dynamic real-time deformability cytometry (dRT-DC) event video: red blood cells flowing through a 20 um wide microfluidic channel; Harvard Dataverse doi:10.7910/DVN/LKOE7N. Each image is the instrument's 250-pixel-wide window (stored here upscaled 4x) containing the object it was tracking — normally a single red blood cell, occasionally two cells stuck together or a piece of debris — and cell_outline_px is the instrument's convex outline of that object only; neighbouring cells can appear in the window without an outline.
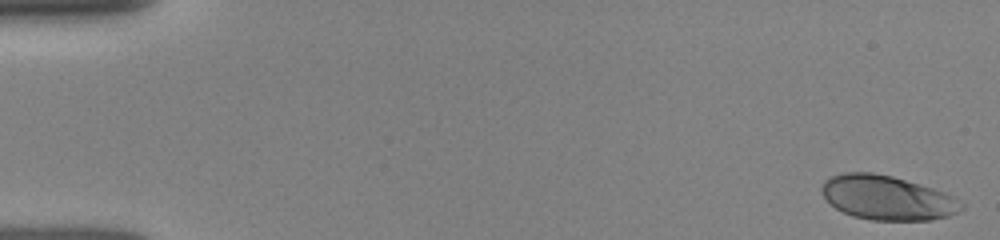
{"species": "human", "species_latin": "Homo sapiens", "temperature_condition": "room temperature", "stored_images_in_passage": 9, "camera_frame_rate_fps": 3000, "um_per_image_px": 0.085, "donor": {"sex": "female"}, "frame": {"image": 1, "passage_image": 1, "time_ms": 0.0, "image_size_px": [1000, 240], "cell_outline_px": [[964, 208], [960, 212], [948, 216], [932, 220], [872, 220], [852, 216], [836, 208], [820, 192], [820, 188], [824, 180], [832, 176], [844, 172], [872, 172], [892, 176], [932, 188], [944, 192], [952, 196], [964, 204]], "centroid_in_image_um": [75.41, 16.81], "position_along_channel_um": 9.6, "area_um2": 36.07}}
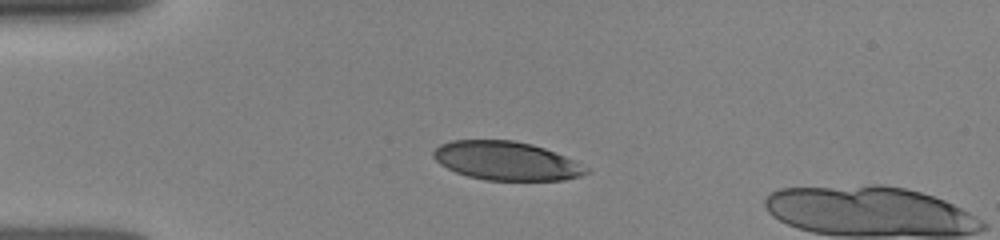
{"frame": {"image": 2, "passage_image": 8, "time_ms": 3.667, "image_size_px": [1000, 240], "cell_outline_px": [[592, 172], [580, 176], [564, 180], [484, 180], [468, 176], [456, 172], [440, 164], [432, 156], [432, 152], [440, 144], [452, 140], [512, 140], [532, 144], [544, 148], [564, 156], [588, 168]], "centroid_in_image_um": [43.02, 13.67], "position_along_channel_um": 42.0, "area_um2": 34.33}}